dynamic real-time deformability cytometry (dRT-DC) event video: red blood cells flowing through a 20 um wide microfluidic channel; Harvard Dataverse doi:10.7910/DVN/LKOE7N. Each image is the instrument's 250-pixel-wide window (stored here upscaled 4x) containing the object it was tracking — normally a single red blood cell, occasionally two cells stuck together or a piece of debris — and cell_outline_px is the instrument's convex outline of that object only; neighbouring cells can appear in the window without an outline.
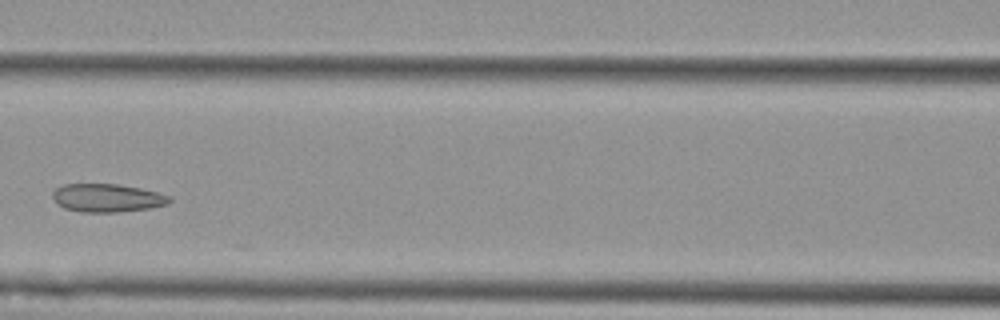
{"species": "Egyptian fruit bat (a non-hibernating species)", "species_latin": "Rousettus aegyptiacus", "temperature_condition": "cold", "stored_images_in_passage": 6, "camera_frame_rate_fps": 3000, "um_per_image_px": 0.085, "animal": {"sex": "female"}, "frame": {"image": 1, "passage_image": 3, "time_ms": 2.667, "image_size_px": [1000, 320], "cell_outline_px": [[172, 200], [168, 204], [148, 208], [116, 212], [80, 212], [64, 208], [52, 196], [52, 192], [56, 188], [64, 184], [120, 184], [140, 188], [156, 192], [168, 196]], "centroid_in_image_um": [9.1, 16.82], "position_along_channel_um": 157.5, "area_um2": 19.02}}
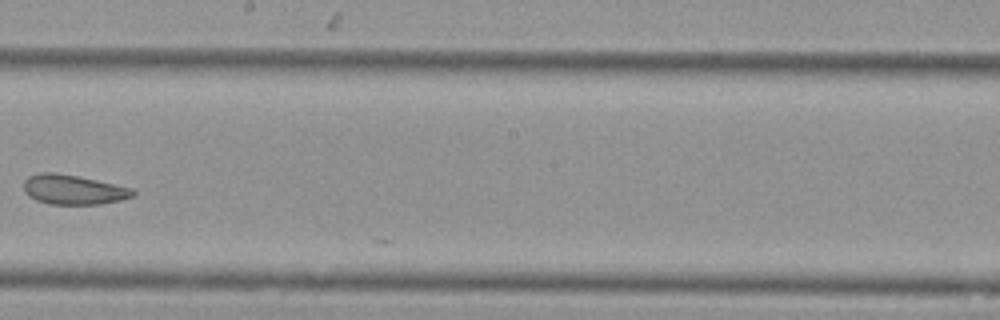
{"frame": {"image": 2, "passage_image": 5, "time_ms": 5.0, "image_size_px": [1000, 320], "cell_outline_px": [[136, 192], [132, 196], [120, 200], [100, 204], [48, 204], [36, 200], [28, 196], [24, 192], [24, 180], [28, 176], [40, 172], [52, 172], [76, 176], [96, 180], [132, 188]], "centroid_in_image_um": [6.19, 16.12], "position_along_channel_um": 242.0, "area_um2": 18.79}}
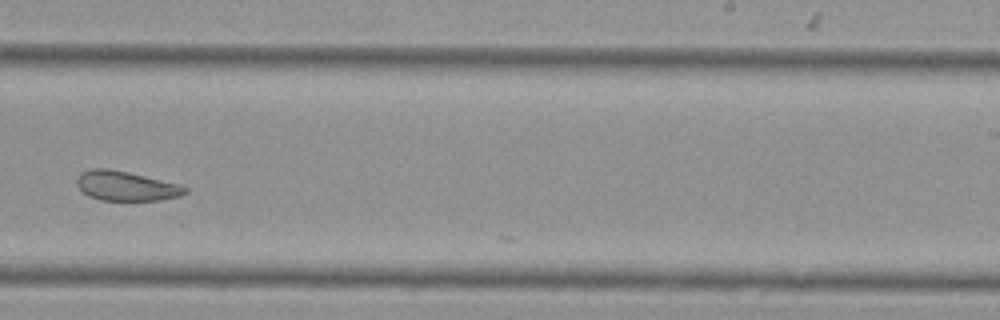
{"frame": {"image": 3, "passage_image": 6, "time_ms": 6.0, "image_size_px": [1000, 320], "cell_outline_px": [[188, 192], [180, 196], [160, 200], [100, 200], [88, 196], [76, 184], [76, 180], [84, 172], [92, 168], [108, 168], [128, 172], [180, 184], [188, 188]], "centroid_in_image_um": [10.75, 15.81], "position_along_channel_um": 278.2, "area_um2": 18.55}}